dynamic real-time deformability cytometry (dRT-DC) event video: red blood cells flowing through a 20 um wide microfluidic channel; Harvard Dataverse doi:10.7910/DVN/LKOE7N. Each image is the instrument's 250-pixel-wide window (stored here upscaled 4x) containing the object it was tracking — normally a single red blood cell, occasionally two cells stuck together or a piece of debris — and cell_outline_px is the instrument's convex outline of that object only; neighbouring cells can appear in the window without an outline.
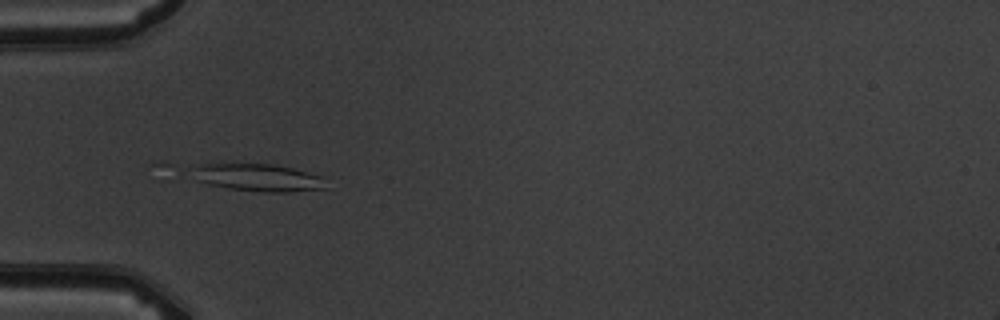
{"species": "common noctule bat (a hibernating species)", "species_latin": "Nyctalus noctula", "temperature_condition": "warm", "stored_images_in_passage": 6, "camera_frame_rate_fps": 3000, "um_per_image_px": 0.085, "animal": {"sex": "male", "body_mass_g": 19.5, "forearm_length_mm": 54.6}, "frame": {"image": 1, "passage_image": 4, "time_ms": 3.333, "image_size_px": [1000, 320], "cell_outline_px": [[328, 188], [292, 192], [264, 192], [228, 188], [208, 184], [196, 180], [188, 168], [200, 164], [220, 160], [272, 164], [292, 168], [324, 176]], "centroid_in_image_um": [21.84, 15.04], "position_along_channel_um": 63.2, "area_um2": 22.72}}
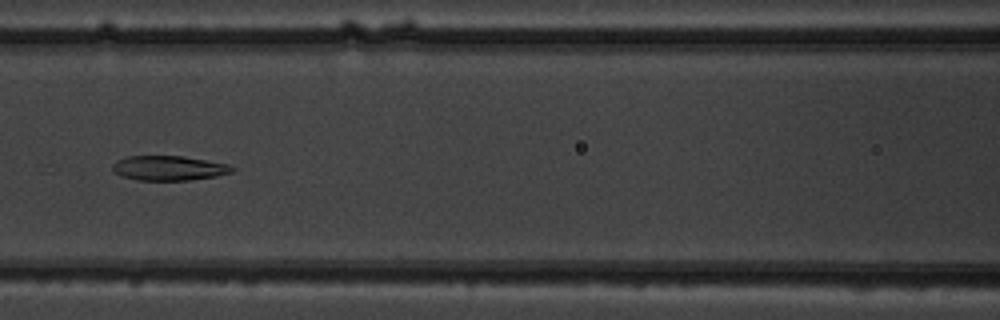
{"frame": {"image": 2, "passage_image": 6, "time_ms": 5.667, "image_size_px": [1000, 320], "cell_outline_px": [[236, 168], [232, 172], [216, 176], [192, 180], [140, 180], [120, 176], [112, 172], [112, 164], [116, 160], [128, 156], [184, 156], [228, 164]], "centroid_in_image_um": [14.33, 14.29], "position_along_channel_um": 152.3, "area_um2": 17.34}}